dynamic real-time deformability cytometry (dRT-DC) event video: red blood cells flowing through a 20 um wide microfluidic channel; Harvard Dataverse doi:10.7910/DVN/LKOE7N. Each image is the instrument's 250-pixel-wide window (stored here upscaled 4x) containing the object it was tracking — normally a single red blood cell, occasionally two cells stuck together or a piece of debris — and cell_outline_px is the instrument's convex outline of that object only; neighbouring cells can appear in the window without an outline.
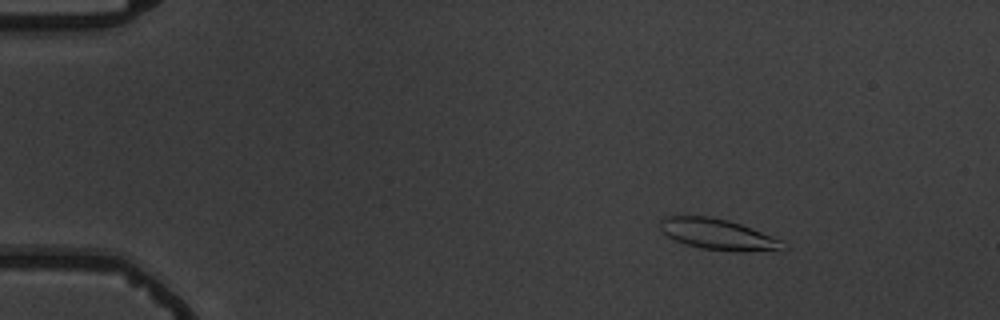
{"species": "common noctule bat (a hibernating species)", "species_latin": "Nyctalus noctula", "temperature_condition": "warm", "stored_images_in_passage": 7, "camera_frame_rate_fps": 3000, "um_per_image_px": 0.085, "animal": {"sex": "male", "body_mass_g": 19.5, "forearm_length_mm": 54.6}, "frame": {"image": 1, "passage_image": 2, "time_ms": 1.0, "image_size_px": [1000, 320], "cell_outline_px": [[788, 248], [744, 252], [700, 248], [684, 244], [668, 236], [660, 228], [660, 220], [664, 216], [708, 216], [728, 220], [752, 228], [772, 236], [788, 244]], "centroid_in_image_um": [61.03, 19.92], "position_along_channel_um": 24.0, "area_um2": 21.96}}
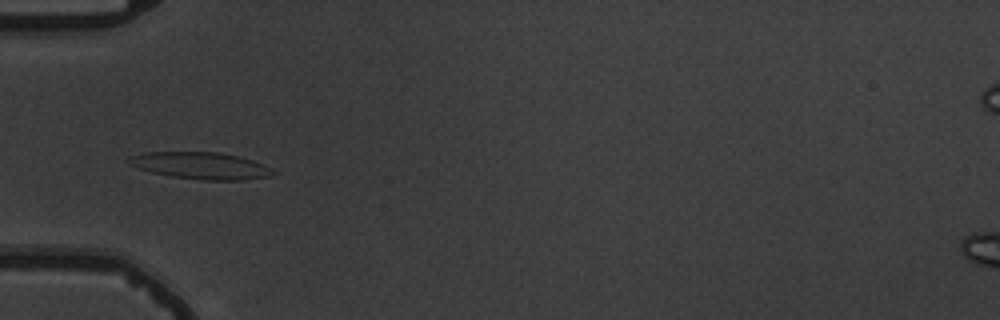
{"frame": {"image": 2, "passage_image": 5, "time_ms": 4.667, "image_size_px": [1000, 320], "cell_outline_px": [[276, 172], [272, 176], [244, 180], [200, 180], [172, 176], [152, 172], [128, 164], [124, 160], [132, 156], [144, 152], [220, 152], [252, 160], [264, 164]], "centroid_in_image_um": [17.07, 14.08], "position_along_channel_um": 67.9, "area_um2": 22.6}}
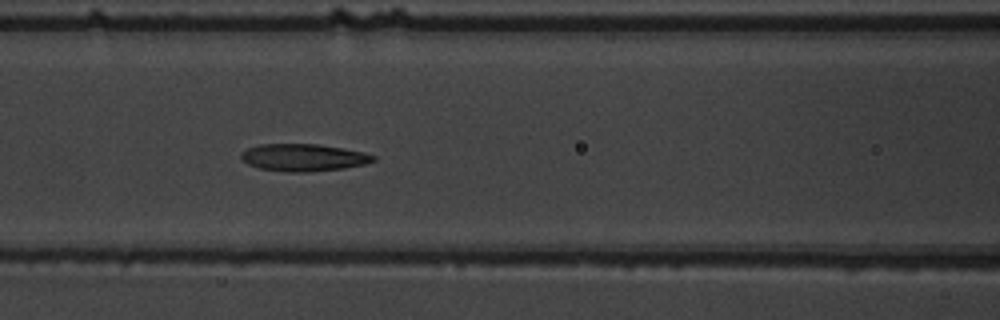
{"frame": {"image": 3, "passage_image": 7, "time_ms": 6.667, "image_size_px": [1000, 320], "cell_outline_px": [[376, 160], [364, 164], [344, 168], [308, 172], [288, 172], [260, 168], [248, 164], [240, 156], [240, 152], [248, 148], [260, 144], [316, 144], [344, 148], [364, 152], [376, 156]], "centroid_in_image_um": [25.81, 13.38], "position_along_channel_um": 140.8, "area_um2": 20.98}}